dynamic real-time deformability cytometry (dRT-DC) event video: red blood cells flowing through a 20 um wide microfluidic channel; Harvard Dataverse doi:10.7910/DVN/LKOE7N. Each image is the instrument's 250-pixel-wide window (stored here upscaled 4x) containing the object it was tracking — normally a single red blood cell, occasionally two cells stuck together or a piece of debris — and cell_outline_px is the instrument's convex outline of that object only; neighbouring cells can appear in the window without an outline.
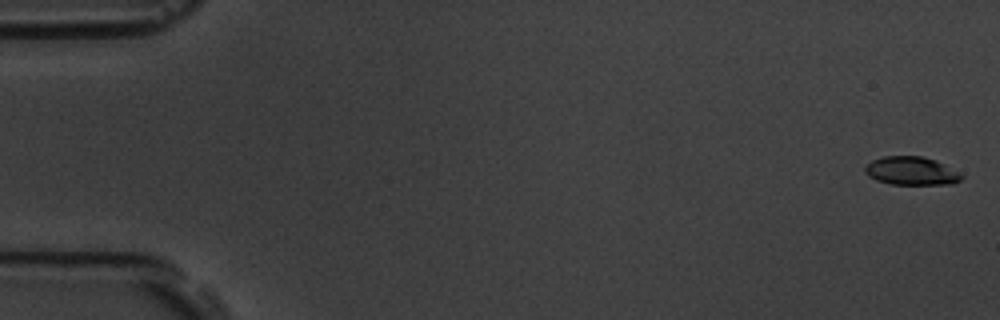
{"species": "common noctule bat (a hibernating species)", "species_latin": "Nyctalus noctula", "temperature_condition": "room temperature", "stored_images_in_passage": 6, "segment_of_instrument_passage": [2, 2], "camera_frame_rate_fps": 3000, "um_per_image_px": 0.085, "animal": {"sex": "male", "body_mass_g": 19.5, "forearm_length_mm": 54.6}, "frame": {"image": 1, "passage_image": 6, "time_ms": 1.667, "image_size_px": [1000, 320], "cell_outline_px": [[964, 176], [960, 180], [952, 184], [892, 184], [876, 180], [868, 176], [864, 172], [864, 168], [872, 160], [884, 156], [920, 156], [936, 160], [944, 164]], "centroid_in_image_um": [77.44, 14.53], "position_along_channel_um": 7.6, "area_um2": 15.84}}